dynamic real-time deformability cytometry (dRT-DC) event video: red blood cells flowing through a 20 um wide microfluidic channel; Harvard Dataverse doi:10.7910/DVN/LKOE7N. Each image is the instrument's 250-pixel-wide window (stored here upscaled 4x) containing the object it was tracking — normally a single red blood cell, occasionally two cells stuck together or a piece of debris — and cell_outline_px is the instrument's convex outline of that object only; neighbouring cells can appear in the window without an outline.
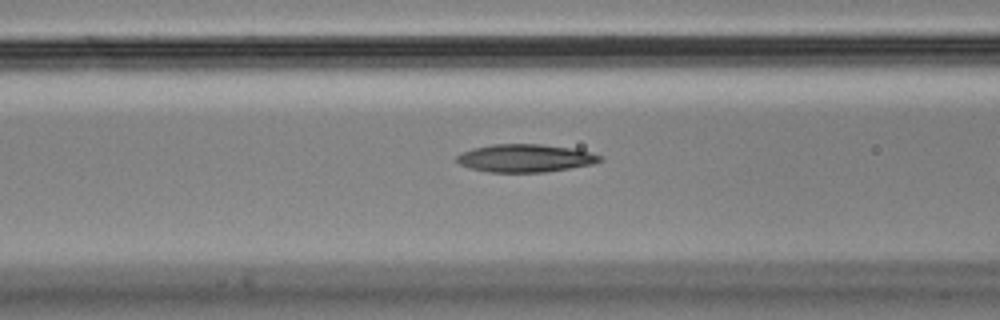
{"species": "Egyptian fruit bat (a non-hibernating species)", "species_latin": "Rousettus aegyptiacus", "temperature_condition": "cold", "stored_images_in_passage": 37, "camera_frame_rate_fps": 3000, "um_per_image_px": 0.085, "animal": {"sex": "male"}, "frame": {"image": 1, "passage_image": 15, "time_ms": 4.667, "image_size_px": [1000, 320], "cell_outline_px": [[604, 160], [592, 164], [544, 172], [488, 172], [468, 168], [460, 164], [456, 160], [456, 156], [472, 148], [492, 144], [540, 144], [572, 148], [592, 152], [604, 156]], "centroid_in_image_um": [44.66, 13.44], "position_along_channel_um": 121.9, "area_um2": 23.35}}
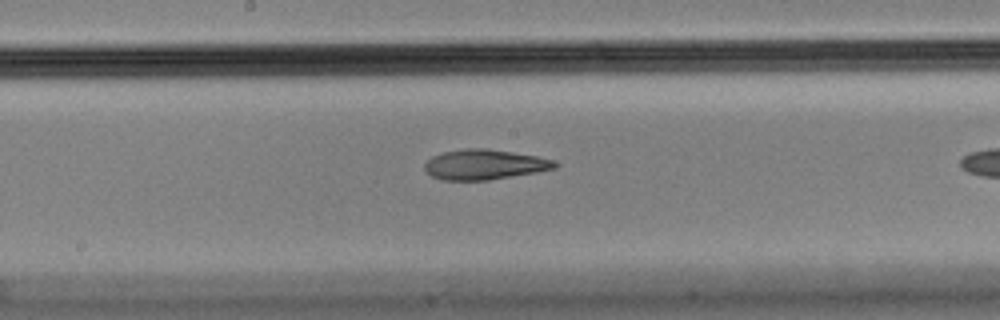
{"frame": {"image": 2, "passage_image": 22, "time_ms": 7.0, "image_size_px": [1000, 320], "cell_outline_px": [[560, 164], [556, 168], [536, 172], [488, 180], [444, 180], [432, 176], [424, 168], [424, 164], [432, 156], [444, 152], [464, 148], [488, 148], [536, 156], [552, 160]], "centroid_in_image_um": [41.18, 13.98], "position_along_channel_um": 207.0, "area_um2": 22.72}}
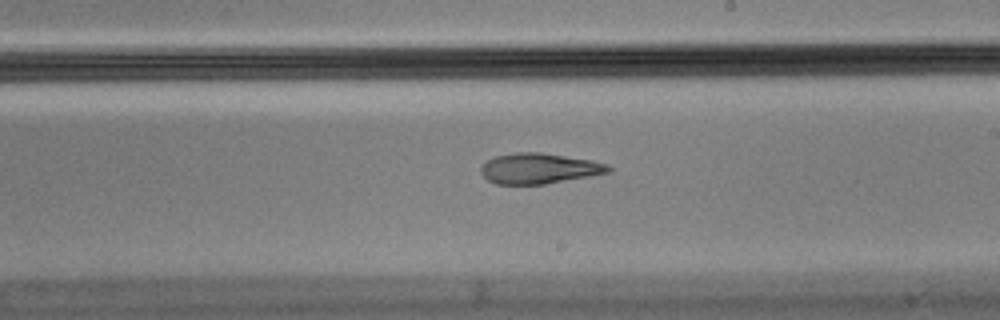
{"frame": {"image": 3, "passage_image": 25, "time_ms": 8.0, "image_size_px": [1000, 320], "cell_outline_px": [[612, 168], [608, 172], [588, 176], [544, 184], [496, 184], [488, 180], [480, 172], [480, 168], [488, 160], [496, 156], [516, 152], [540, 152], [592, 160], [608, 164]], "centroid_in_image_um": [45.81, 14.31], "position_along_channel_um": 243.2, "area_um2": 22.43}}